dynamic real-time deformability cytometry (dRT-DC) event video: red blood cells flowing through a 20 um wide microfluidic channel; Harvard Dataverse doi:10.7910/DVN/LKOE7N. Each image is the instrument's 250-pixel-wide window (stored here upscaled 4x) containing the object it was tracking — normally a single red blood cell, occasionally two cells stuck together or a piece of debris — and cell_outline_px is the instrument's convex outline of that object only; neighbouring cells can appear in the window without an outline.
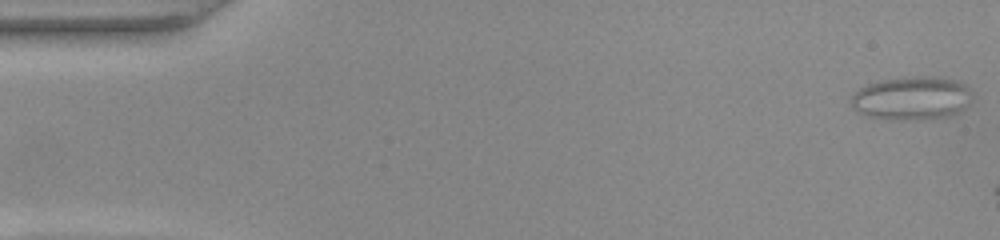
{"species": "common noctule bat (a hibernating species)", "species_latin": "Nyctalus noctula", "temperature_condition": "warm", "stored_images_in_passage": 6, "camera_frame_rate_fps": 3000, "um_per_image_px": 0.085, "animal": {"sex": "female", "body_mass_g": 22.0, "forearm_length_mm": 56.7}, "frame": {"image": 1, "passage_image": 1, "time_ms": 0.0, "image_size_px": [1000, 240], "cell_outline_px": [[968, 104], [964, 108], [956, 112], [944, 116], [924, 120], [888, 120], [868, 116], [852, 108], [852, 96], [860, 88], [868, 84], [880, 80], [904, 76], [928, 76], [956, 80], [964, 84], [968, 88]], "centroid_in_image_um": [77.44, 8.35], "position_along_channel_um": 7.6, "area_um2": 30.46}}